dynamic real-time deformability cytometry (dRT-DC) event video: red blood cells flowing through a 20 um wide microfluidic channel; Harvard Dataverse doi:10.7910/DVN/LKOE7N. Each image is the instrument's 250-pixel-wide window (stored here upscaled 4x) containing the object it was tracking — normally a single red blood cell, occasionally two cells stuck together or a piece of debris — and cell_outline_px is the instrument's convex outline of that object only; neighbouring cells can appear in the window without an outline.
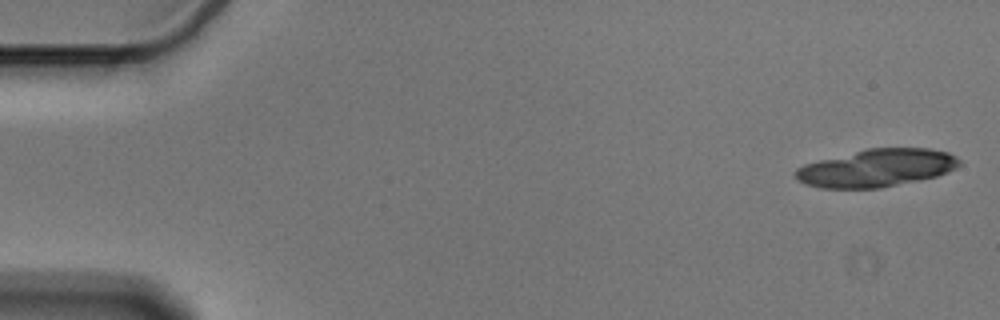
{"species": "Egyptian fruit bat (a non-hibernating species)", "species_latin": "Rousettus aegyptiacus", "temperature_condition": "cold", "stored_images_in_passage": 18, "camera_frame_rate_fps": 3000, "um_per_image_px": 0.085, "animal": {"sex": "male"}, "frame": {"image": 1, "passage_image": 1, "time_ms": 0.0, "image_size_px": [1000, 320], "cell_outline_px": [[960, 164], [956, 168], [948, 172], [936, 176], [880, 188], [820, 188], [804, 184], [796, 180], [796, 168], [804, 164], [868, 148], [928, 148], [948, 152], [956, 156], [960, 160]], "centroid_in_image_um": [74.51, 14.28], "position_along_channel_um": 10.5, "area_um2": 35.84}}